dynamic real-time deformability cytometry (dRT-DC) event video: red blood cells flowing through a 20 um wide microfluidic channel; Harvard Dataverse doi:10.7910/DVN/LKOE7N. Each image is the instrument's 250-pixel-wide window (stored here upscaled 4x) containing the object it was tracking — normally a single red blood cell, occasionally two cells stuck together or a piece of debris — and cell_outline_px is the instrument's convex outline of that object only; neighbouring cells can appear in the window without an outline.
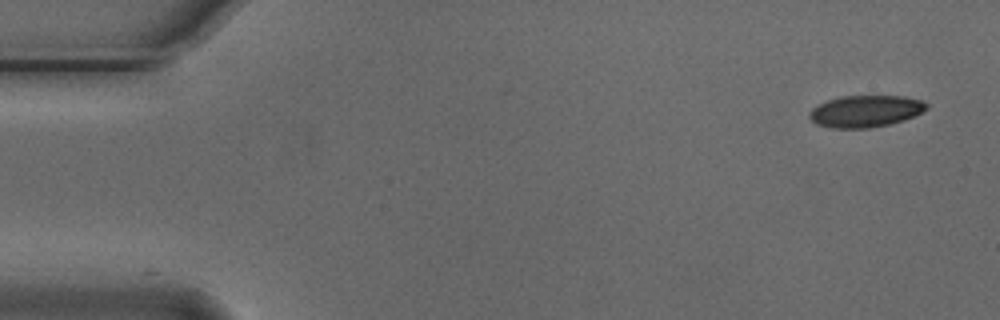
{"species": "Egyptian fruit bat (a non-hibernating species)", "species_latin": "Rousettus aegyptiacus", "temperature_condition": "cold", "stored_images_in_passage": 5, "camera_frame_rate_fps": 3000, "um_per_image_px": 0.085, "animal": {"sex": "male"}, "frame": {"image": 1, "passage_image": 1, "time_ms": 0.0, "image_size_px": [1000, 320], "cell_outline_px": [[928, 108], [904, 120], [888, 124], [868, 128], [832, 128], [816, 124], [808, 116], [808, 112], [812, 108], [828, 100], [840, 96], [904, 96], [920, 100], [928, 104]], "centroid_in_image_um": [73.53, 9.45], "position_along_channel_um": 11.5, "area_um2": 21.56}}
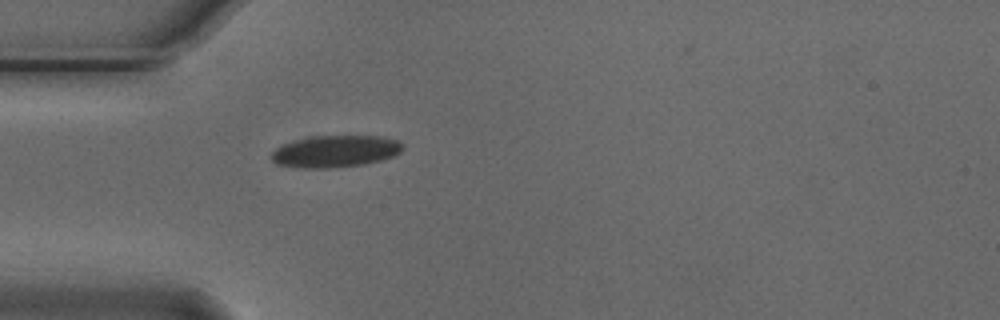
{"frame": {"image": 2, "passage_image": 5, "time_ms": 1.333, "image_size_px": [1000, 320], "cell_outline_px": [[404, 148], [396, 156], [364, 164], [328, 168], [304, 168], [280, 164], [272, 160], [272, 152], [280, 144], [292, 140], [312, 136], [384, 136], [400, 140], [404, 144]], "centroid_in_image_um": [28.55, 12.84], "position_along_channel_um": 56.4, "area_um2": 24.62}}